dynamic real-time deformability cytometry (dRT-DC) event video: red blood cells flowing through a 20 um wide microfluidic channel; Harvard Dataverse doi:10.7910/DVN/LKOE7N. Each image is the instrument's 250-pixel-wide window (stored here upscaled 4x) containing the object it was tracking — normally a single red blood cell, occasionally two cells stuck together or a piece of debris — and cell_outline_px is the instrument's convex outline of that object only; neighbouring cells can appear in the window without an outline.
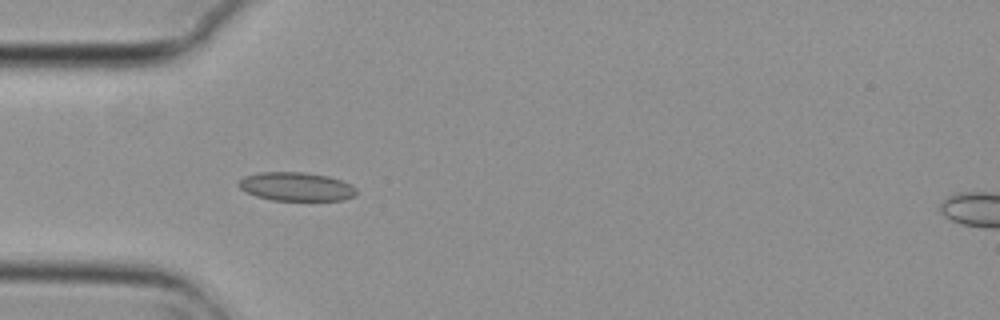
{"species": "common noctule bat (a hibernating species)", "species_latin": "Nyctalus noctula", "temperature_condition": "cold", "stored_images_in_passage": 5, "camera_frame_rate_fps": 3000, "um_per_image_px": 0.085, "animal": {"sex": "female", "body_mass_g": 29.2, "forearm_length_mm": 56.3}, "frame": {"image": 1, "passage_image": 4, "time_ms": 1.0, "image_size_px": [1000, 320], "cell_outline_px": [[356, 196], [344, 200], [272, 200], [256, 196], [240, 188], [236, 184], [244, 176], [260, 172], [304, 172], [328, 176], [352, 184], [356, 188]], "centroid_in_image_um": [25.2, 15.86], "position_along_channel_um": 59.8, "area_um2": 19.71}}
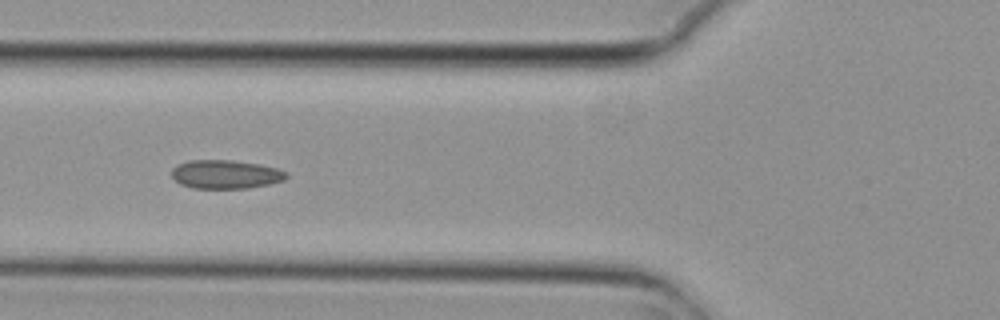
{"frame": {"image": 2, "passage_image": 5, "time_ms": 1.333, "image_size_px": [1000, 320], "cell_outline_px": [[288, 176], [284, 180], [268, 184], [248, 188], [192, 188], [180, 184], [172, 176], [172, 168], [176, 164], [188, 160], [232, 160], [260, 164], [276, 168], [288, 172]], "centroid_in_image_um": [19.17, 14.81], "position_along_channel_um": 106.6, "area_um2": 19.25}}